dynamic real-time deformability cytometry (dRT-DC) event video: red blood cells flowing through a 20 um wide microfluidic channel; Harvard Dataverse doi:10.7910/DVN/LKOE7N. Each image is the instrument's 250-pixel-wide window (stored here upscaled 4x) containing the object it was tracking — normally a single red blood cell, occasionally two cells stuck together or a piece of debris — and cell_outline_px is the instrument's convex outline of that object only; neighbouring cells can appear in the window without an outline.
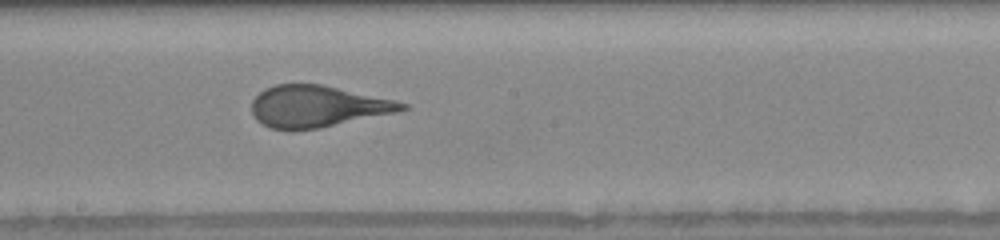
{"species": "human", "species_latin": "Homo sapiens", "temperature_condition": "warm", "stored_images_in_passage": 12, "camera_frame_rate_fps": 3000, "um_per_image_px": 0.085, "donor": {"sex": "female"}, "frame": {"image": 1, "passage_image": 7, "time_ms": 5.0, "image_size_px": [1000, 240], "cell_outline_px": [[408, 108], [396, 112], [320, 128], [292, 132], [268, 128], [256, 120], [252, 112], [252, 100], [264, 88], [276, 84], [320, 84], [396, 100], [408, 104]], "centroid_in_image_um": [26.93, 9.06], "position_along_channel_um": 221.3, "area_um2": 36.7}}
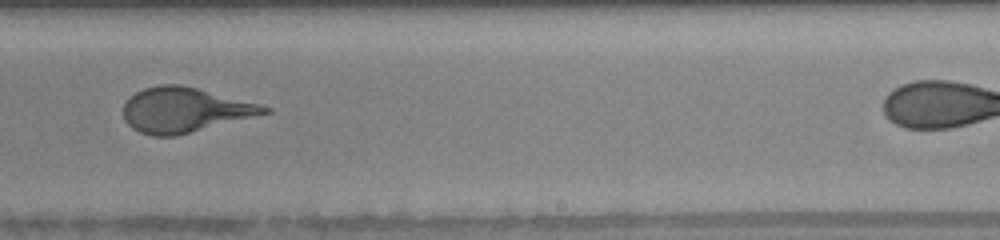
{"frame": {"image": 2, "passage_image": 9, "time_ms": 6.333, "image_size_px": [1000, 240], "cell_outline_px": [[272, 112], [176, 136], [152, 136], [140, 132], [132, 128], [124, 120], [124, 100], [128, 96], [144, 88], [160, 84], [180, 84], [260, 104], [272, 108]], "centroid_in_image_um": [15.66, 9.35], "position_along_channel_um": 273.3, "area_um2": 36.82}}